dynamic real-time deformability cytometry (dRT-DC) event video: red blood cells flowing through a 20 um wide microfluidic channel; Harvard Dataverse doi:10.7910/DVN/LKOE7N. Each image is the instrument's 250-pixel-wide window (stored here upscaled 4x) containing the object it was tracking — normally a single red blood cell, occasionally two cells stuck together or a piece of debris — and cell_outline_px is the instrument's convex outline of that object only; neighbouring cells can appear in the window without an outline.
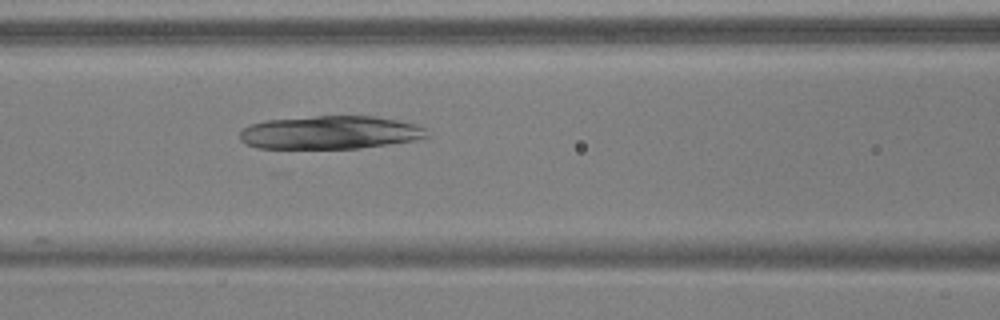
{"species": "common noctule bat (a hibernating species)", "species_latin": "Nyctalus noctula", "temperature_condition": "warm", "stored_images_in_passage": 45, "camera_frame_rate_fps": 3000, "um_per_image_px": 0.085, "animal": {"sex": "male", "body_mass_g": 17.9, "forearm_length_mm": 54.2}, "frame": {"image": 1, "passage_image": 15, "time_ms": 4.667, "image_size_px": [1000, 320], "cell_outline_px": [[428, 136], [416, 140], [360, 148], [256, 148], [240, 140], [240, 132], [248, 124], [264, 120], [316, 116], [376, 116], [416, 124], [424, 128]], "centroid_in_image_um": [28.03, 11.25], "position_along_channel_um": 138.6, "area_um2": 36.18}}